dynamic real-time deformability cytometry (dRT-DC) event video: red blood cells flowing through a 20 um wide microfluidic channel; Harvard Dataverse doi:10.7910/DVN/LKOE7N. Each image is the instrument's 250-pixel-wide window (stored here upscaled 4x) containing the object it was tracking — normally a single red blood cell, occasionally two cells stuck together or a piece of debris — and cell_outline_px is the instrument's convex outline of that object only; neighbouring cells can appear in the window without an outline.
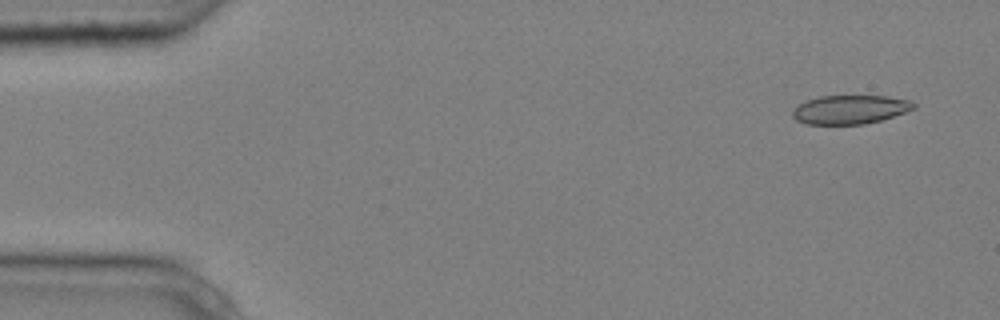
{"species": "common noctule bat (a hibernating species)", "species_latin": "Nyctalus noctula", "temperature_condition": "cold", "stored_images_in_passage": 6, "camera_frame_rate_fps": 3000, "um_per_image_px": 0.085, "animal": {"sex": "male", "body_mass_g": 20.4}, "frame": {"image": 1, "passage_image": 1, "time_ms": 0.0, "image_size_px": [1000, 320], "cell_outline_px": [[916, 108], [880, 120], [864, 124], [808, 124], [796, 120], [792, 116], [792, 108], [808, 100], [820, 96], [888, 96], [912, 100], [916, 104]], "centroid_in_image_um": [72.26, 9.3], "position_along_channel_um": 12.7, "area_um2": 20.29}}
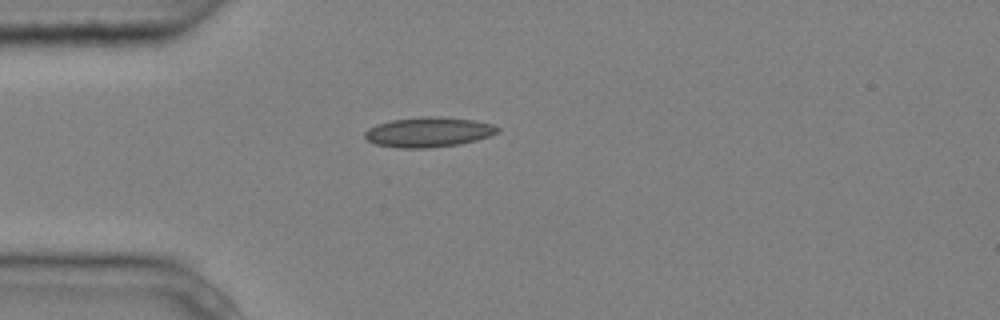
{"frame": {"image": 2, "passage_image": 4, "time_ms": 1.0, "image_size_px": [1000, 320], "cell_outline_px": [[500, 128], [496, 132], [488, 136], [476, 140], [460, 144], [428, 148], [400, 148], [376, 144], [368, 140], [364, 136], [364, 132], [368, 128], [376, 124], [392, 120], [420, 116], [436, 116], [472, 120], [492, 124]], "centroid_in_image_um": [36.38, 11.22], "position_along_channel_um": 48.6, "area_um2": 23.06}}
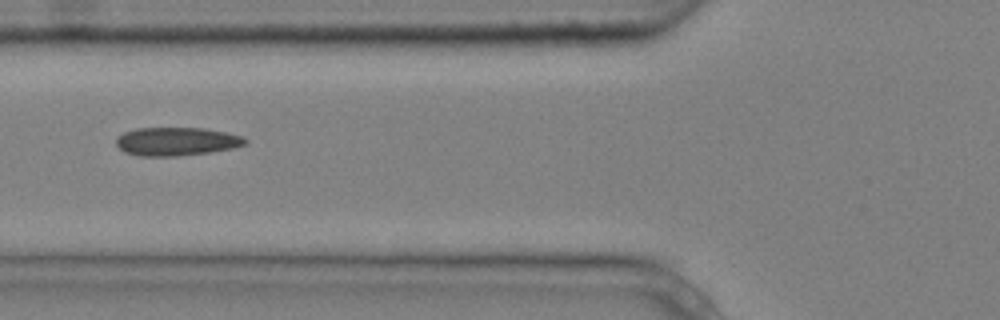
{"frame": {"image": 3, "passage_image": 6, "time_ms": 1.667, "image_size_px": [1000, 320], "cell_outline_px": [[248, 140], [244, 144], [232, 148], [208, 152], [176, 156], [140, 156], [124, 152], [116, 144], [116, 136], [124, 132], [136, 128], [204, 128], [244, 136]], "centroid_in_image_um": [14.97, 12.02], "position_along_channel_um": 110.8, "area_um2": 21.27}}